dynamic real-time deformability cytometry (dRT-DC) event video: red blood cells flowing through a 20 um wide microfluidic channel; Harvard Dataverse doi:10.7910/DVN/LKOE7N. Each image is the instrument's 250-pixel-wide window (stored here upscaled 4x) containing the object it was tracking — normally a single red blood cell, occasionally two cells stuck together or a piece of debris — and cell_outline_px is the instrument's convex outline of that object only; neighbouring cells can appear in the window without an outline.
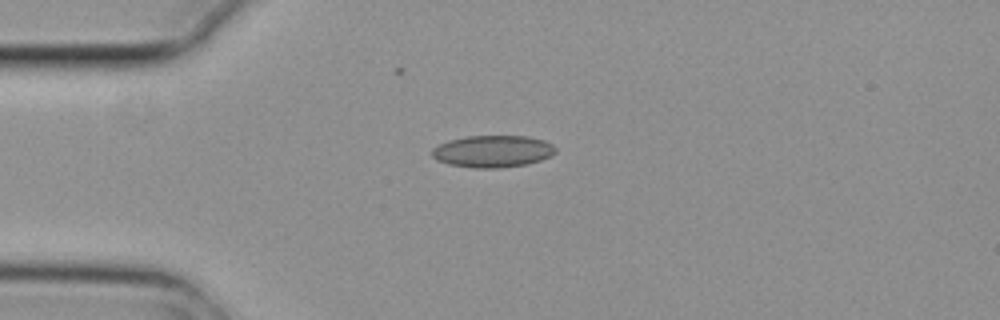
{"species": "common noctule bat (a hibernating species)", "species_latin": "Nyctalus noctula", "temperature_condition": "cold", "stored_images_in_passage": 3, "camera_frame_rate_fps": 3000, "um_per_image_px": 0.085, "animal": {"sex": "female", "body_mass_g": 29.2, "forearm_length_mm": 56.3}, "frame": {"image": 1, "passage_image": 1, "time_ms": 0.0, "image_size_px": [1000, 320], "cell_outline_px": [[556, 152], [552, 156], [528, 164], [496, 168], [472, 168], [448, 164], [436, 160], [432, 156], [432, 148], [448, 140], [468, 136], [528, 136], [544, 140], [552, 144], [556, 148]], "centroid_in_image_um": [41.89, 12.86], "position_along_channel_um": 43.1, "area_um2": 23.18}}
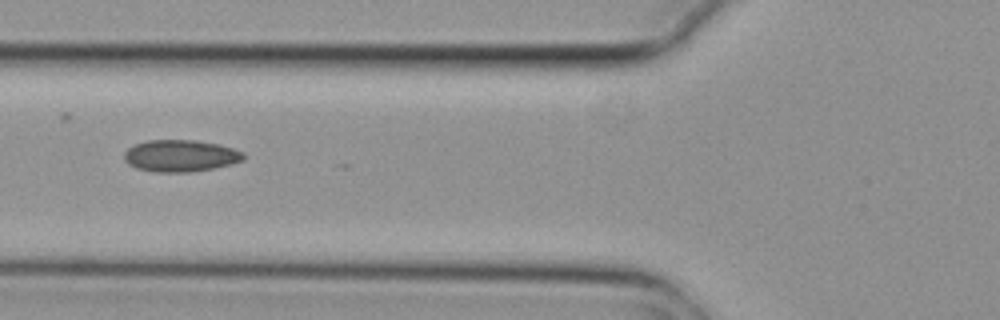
{"frame": {"image": 2, "passage_image": 3, "time_ms": 0.667, "image_size_px": [1000, 320], "cell_outline_px": [[244, 160], [232, 164], [212, 168], [188, 172], [156, 172], [136, 168], [128, 164], [124, 160], [124, 152], [128, 148], [136, 144], [148, 140], [196, 140], [220, 144], [244, 152]], "centroid_in_image_um": [15.34, 13.24], "position_along_channel_um": 110.5, "area_um2": 22.2}}